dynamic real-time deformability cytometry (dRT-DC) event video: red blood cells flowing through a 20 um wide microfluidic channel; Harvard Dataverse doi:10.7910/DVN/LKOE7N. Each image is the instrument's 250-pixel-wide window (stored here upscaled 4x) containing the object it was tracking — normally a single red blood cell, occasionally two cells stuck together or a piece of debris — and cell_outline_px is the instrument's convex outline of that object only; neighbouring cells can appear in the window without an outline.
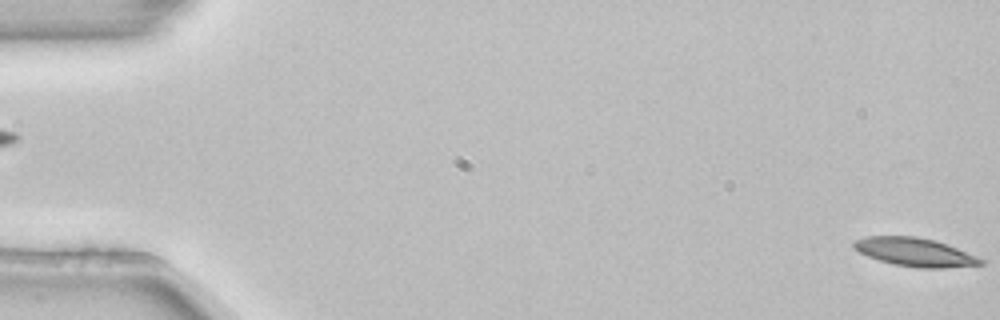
{"species": "common noctule bat (a hibernating species)", "species_latin": "Nyctalus noctula", "temperature_condition": "room temperature", "stored_images_in_passage": 4, "segment_of_instrument_passage": [2, 2], "camera_frame_rate_fps": 3000, "um_per_image_px": 0.085, "animal": {"sex": "female", "body_mass_g": 22.7, "forearm_length_mm": 54.2}, "frame": {"image": 1, "passage_image": 4, "time_ms": 1.0, "image_size_px": [1000, 320], "cell_outline_px": [[984, 264], [944, 268], [920, 268], [892, 264], [868, 256], [852, 248], [852, 240], [864, 236], [916, 236], [936, 240], [948, 244], [976, 256], [984, 260]], "centroid_in_image_um": [77.73, 21.42], "position_along_channel_um": 7.3, "area_um2": 21.21}}